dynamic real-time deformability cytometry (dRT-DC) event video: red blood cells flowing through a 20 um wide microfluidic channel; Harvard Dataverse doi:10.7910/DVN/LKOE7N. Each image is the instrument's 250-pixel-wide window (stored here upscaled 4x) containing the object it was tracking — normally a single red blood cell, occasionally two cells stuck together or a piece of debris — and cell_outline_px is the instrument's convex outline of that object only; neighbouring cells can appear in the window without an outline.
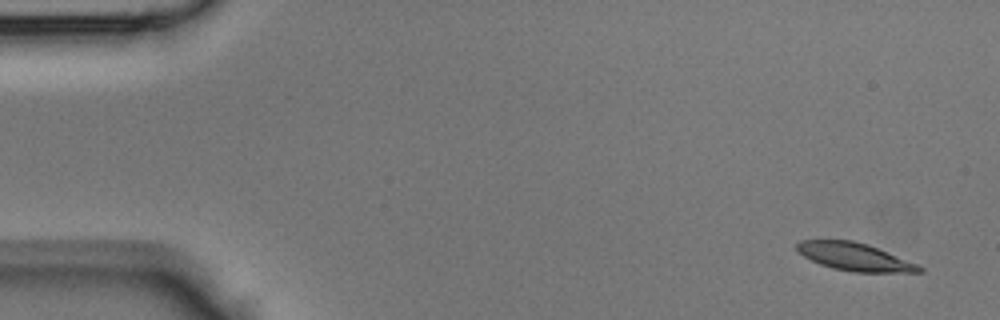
{"species": "Egyptian fruit bat (a non-hibernating species)", "species_latin": "Rousettus aegyptiacus", "temperature_condition": "room temperature", "stored_images_in_passage": 42, "camera_frame_rate_fps": 3000, "um_per_image_px": 0.085, "animal": {"sex": "male"}, "frame": {"image": 1, "passage_image": 1, "time_ms": 0.0, "image_size_px": [1000, 320], "cell_outline_px": [[924, 272], [852, 272], [832, 268], [820, 264], [804, 256], [796, 248], [796, 244], [800, 240], [852, 240], [868, 244], [920, 264], [924, 268]], "centroid_in_image_um": [72.7, 21.83], "position_along_channel_um": 12.3, "area_um2": 19.94}}
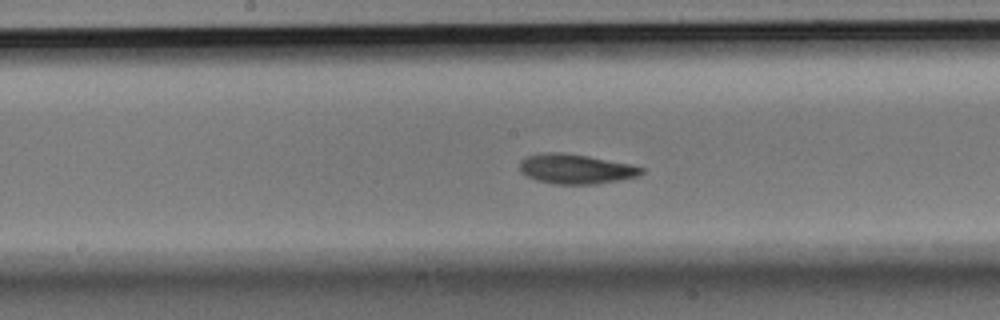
{"frame": {"image": 2, "passage_image": 21, "time_ms": 6.667, "image_size_px": [1000, 320], "cell_outline_px": [[644, 172], [640, 176], [620, 180], [596, 184], [552, 184], [536, 180], [520, 172], [520, 160], [528, 156], [548, 152], [560, 152], [588, 156], [628, 164], [644, 168]], "centroid_in_image_um": [48.94, 14.37], "position_along_channel_um": 199.3, "area_um2": 21.04}}
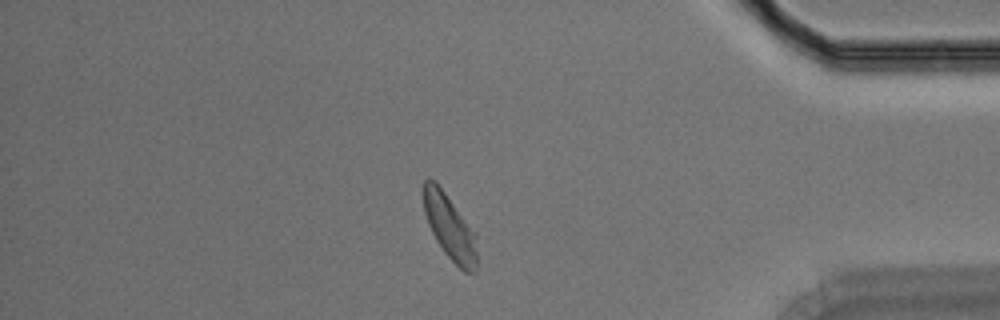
{"frame": {"image": 3, "passage_image": 36, "time_ms": 11.667, "image_size_px": [1000, 320], "cell_outline_px": [[476, 272], [464, 272], [444, 252], [436, 240], [428, 224], [424, 212], [424, 180], [428, 176], [444, 192], [476, 232]], "centroid_in_image_um": [38.24, 19.33], "position_along_channel_um": 397.0, "area_um2": 19.94}}